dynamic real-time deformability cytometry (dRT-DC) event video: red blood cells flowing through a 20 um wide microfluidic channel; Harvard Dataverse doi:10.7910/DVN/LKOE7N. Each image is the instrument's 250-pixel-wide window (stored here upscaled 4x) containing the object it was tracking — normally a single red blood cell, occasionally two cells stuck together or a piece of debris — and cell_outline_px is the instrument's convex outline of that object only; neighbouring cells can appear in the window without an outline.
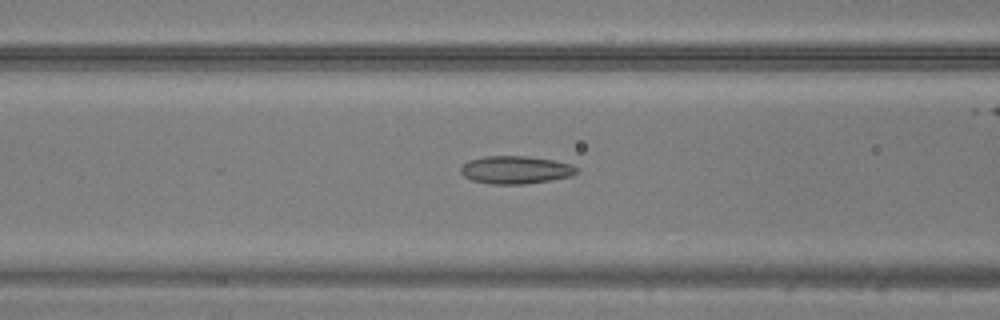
{"species": "common noctule bat (a hibernating species)", "species_latin": "Nyctalus noctula", "temperature_condition": "warm", "stored_images_in_passage": 47, "camera_frame_rate_fps": 3000, "um_per_image_px": 0.085, "animal": {"sex": "male", "body_mass_g": 20.5, "forearm_length_mm": 52.5}, "frame": {"image": 1, "passage_image": 19, "time_ms": 6.0, "image_size_px": [1000, 320], "cell_outline_px": [[576, 172], [572, 176], [524, 184], [492, 184], [472, 180], [464, 176], [460, 172], [460, 168], [468, 160], [484, 156], [528, 156], [556, 160], [572, 164], [576, 168]], "centroid_in_image_um": [43.81, 14.42], "position_along_channel_um": 122.8, "area_um2": 18.79}}
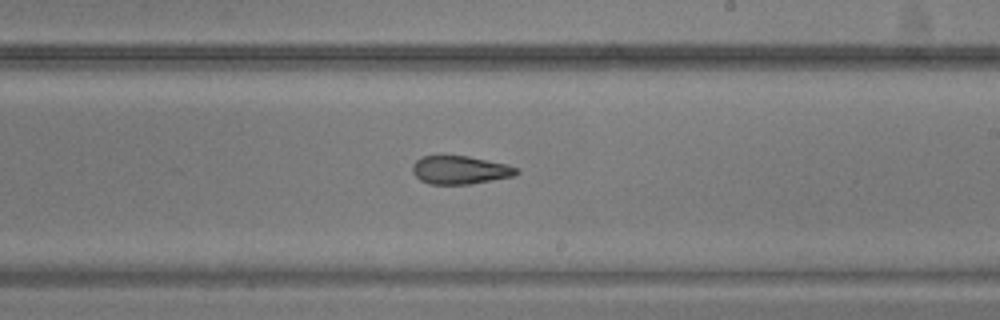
{"frame": {"image": 2, "passage_image": 28, "time_ms": 9.0, "image_size_px": [1000, 320], "cell_outline_px": [[520, 172], [516, 176], [468, 184], [428, 184], [420, 180], [412, 172], [412, 164], [420, 156], [468, 156], [508, 164], [520, 168]], "centroid_in_image_um": [39.13, 14.45], "position_along_channel_um": 249.9, "area_um2": 17.34}}
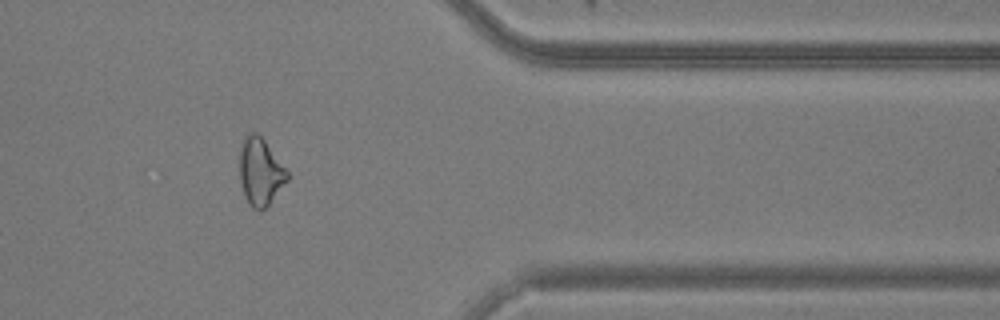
{"frame": {"image": 3, "passage_image": 39, "time_ms": 12.667, "image_size_px": [1000, 320], "cell_outline_px": [[288, 180], [268, 204], [264, 208], [252, 208], [244, 192], [240, 180], [240, 148], [244, 136], [248, 132], [256, 132], [264, 140], [288, 172]], "centroid_in_image_um": [22.12, 14.55], "position_along_channel_um": 389.3, "area_um2": 18.15}}